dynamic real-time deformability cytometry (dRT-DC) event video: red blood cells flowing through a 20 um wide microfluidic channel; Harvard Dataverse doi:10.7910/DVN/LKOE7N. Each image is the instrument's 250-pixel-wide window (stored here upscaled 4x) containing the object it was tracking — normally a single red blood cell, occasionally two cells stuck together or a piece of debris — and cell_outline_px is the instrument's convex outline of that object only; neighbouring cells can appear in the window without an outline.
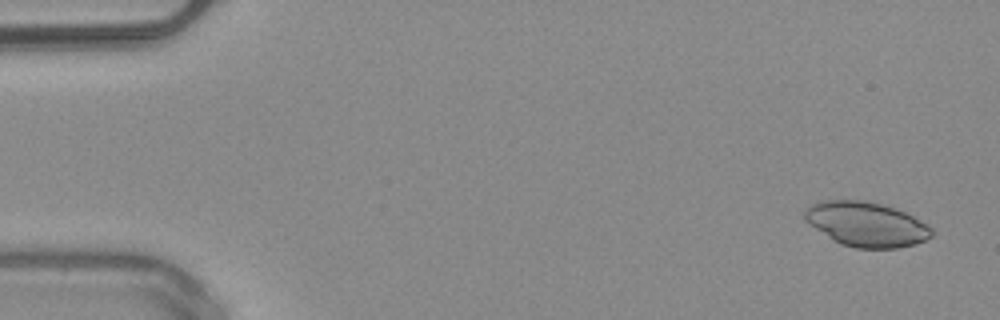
{"species": "common noctule bat (a hibernating species)", "species_latin": "Nyctalus noctula", "temperature_condition": "warm", "stored_images_in_passage": 45, "camera_frame_rate_fps": 3000, "um_per_image_px": 0.085, "animal": {"sex": "male", "body_mass_g": 20.4}, "frame": {"image": 1, "passage_image": 3, "time_ms": 0.667, "image_size_px": [1000, 320], "cell_outline_px": [[932, 236], [916, 244], [896, 248], [856, 248], [840, 244], [832, 240], [808, 224], [804, 220], [804, 208], [808, 204], [824, 200], [864, 200], [896, 208], [912, 216], [932, 228]], "centroid_in_image_um": [73.57, 19.05], "position_along_channel_um": 11.4, "area_um2": 33.18}}